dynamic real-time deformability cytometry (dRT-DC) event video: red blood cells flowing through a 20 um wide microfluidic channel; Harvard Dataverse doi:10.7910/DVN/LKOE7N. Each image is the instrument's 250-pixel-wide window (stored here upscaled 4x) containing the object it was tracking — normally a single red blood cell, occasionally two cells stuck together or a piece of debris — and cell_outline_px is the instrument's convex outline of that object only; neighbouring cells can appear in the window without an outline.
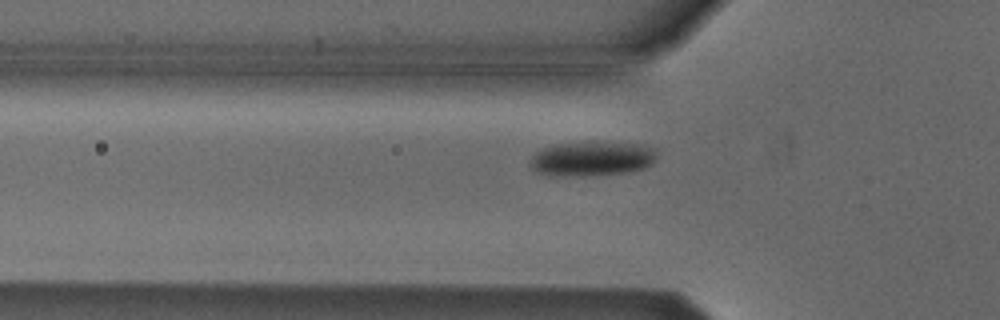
{"species": "Egyptian fruit bat (a non-hibernating species)", "species_latin": "Rousettus aegyptiacus", "temperature_condition": "cold", "stored_images_in_passage": 37, "camera_frame_rate_fps": 3000, "um_per_image_px": 0.085, "animal": {"sex": "male"}, "frame": {"image": 1, "passage_image": 3, "time_ms": 0.667, "image_size_px": [1000, 320], "cell_outline_px": [[656, 156], [652, 164], [644, 168], [632, 172], [596, 176], [548, 176], [536, 172], [528, 164], [532, 156], [536, 152], [544, 148], [560, 144], [640, 144], [656, 148]], "centroid_in_image_um": [50.31, 13.55], "position_along_channel_um": 75.5, "area_um2": 25.32}}
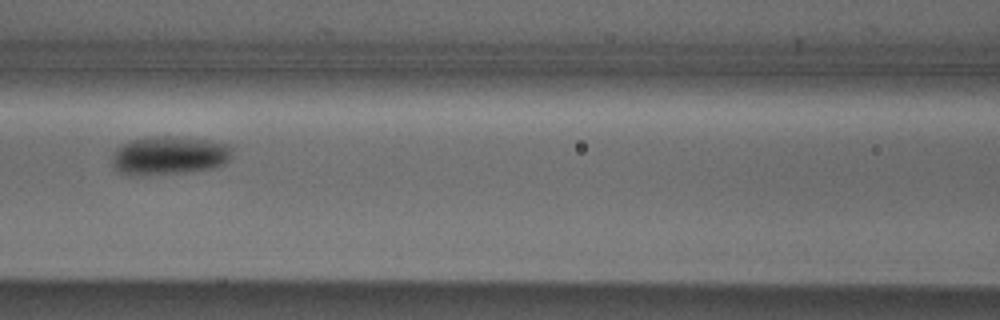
{"frame": {"image": 2, "passage_image": 9, "time_ms": 2.667, "image_size_px": [1000, 320], "cell_outline_px": [[232, 156], [224, 164], [216, 168], [184, 172], [140, 176], [132, 176], [116, 172], [112, 168], [112, 156], [124, 144], [132, 140], [152, 136], [176, 136], [208, 140], [228, 144], [232, 148]], "centroid_in_image_um": [14.38, 13.24], "position_along_channel_um": 152.2, "area_um2": 27.28}}
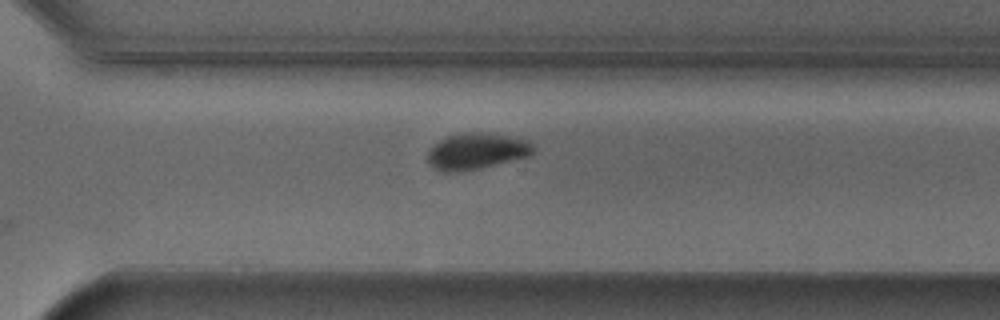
{"frame": {"image": 3, "passage_image": 23, "time_ms": 7.333, "image_size_px": [1000, 320], "cell_outline_px": [[536, 148], [528, 156], [480, 168], [460, 172], [440, 172], [432, 168], [428, 164], [428, 152], [440, 140], [448, 136], [464, 132], [480, 132], [508, 136], [528, 140]], "centroid_in_image_um": [40.48, 12.86], "position_along_channel_um": 330.1, "area_um2": 22.25}, "authors_computed_cell_mechanics": {"area_um2": 24.565, "velocity_mm_per_s": 3.8168, "shape_relaxation_time_tau1_ms": 3.6719, "shape_relaxation_time_tau2_ms": null, "deformation_change_tau1": 0.0991, "deformation_change_tau2": null}}